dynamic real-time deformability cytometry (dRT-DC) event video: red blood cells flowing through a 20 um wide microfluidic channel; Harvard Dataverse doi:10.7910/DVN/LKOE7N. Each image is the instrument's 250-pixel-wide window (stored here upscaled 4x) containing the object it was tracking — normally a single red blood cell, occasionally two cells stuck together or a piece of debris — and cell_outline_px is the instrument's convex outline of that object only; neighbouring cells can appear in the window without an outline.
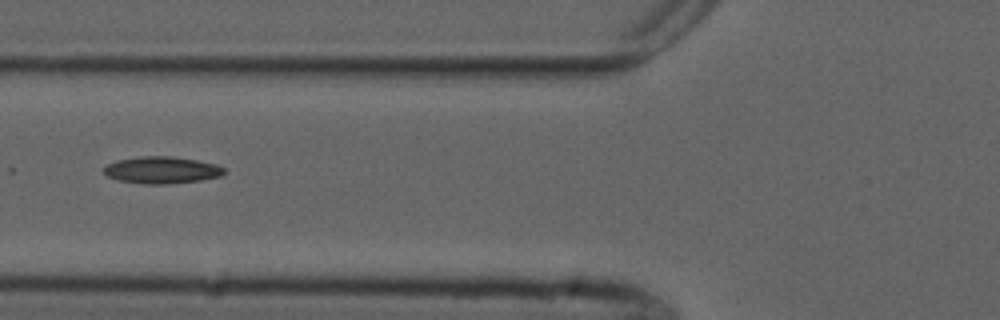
{"species": "common noctule bat (a hibernating species)", "species_latin": "Nyctalus noctula", "temperature_condition": "cold", "stored_images_in_passage": 24, "camera_frame_rate_fps": 3000, "um_per_image_px": 0.085, "animal": {"sex": "male", "forearm_length_mm": 52.5}, "frame": {"image": 1, "passage_image": 4, "time_ms": 1.0, "image_size_px": [1000, 320], "cell_outline_px": [[220, 172], [208, 176], [188, 180], [132, 180], [132, 160], [184, 160], [204, 164], [216, 168]], "centroid_in_image_um": [14.46, 14.46], "position_along_channel_um": 111.3, "area_um2": 10.81}}
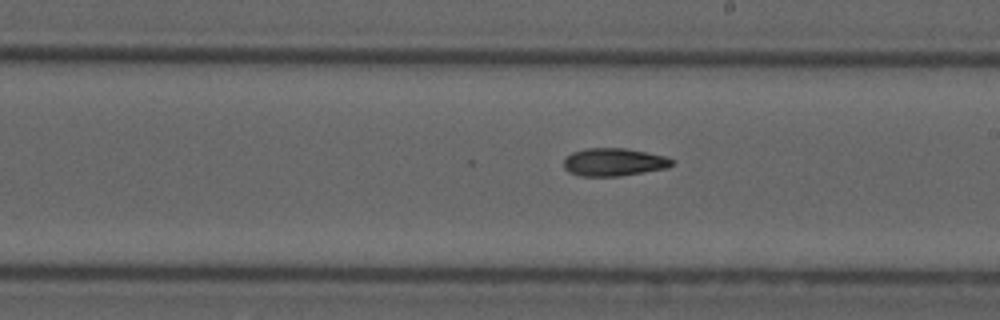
{"frame": {"image": 2, "passage_image": 14, "time_ms": 4.333, "image_size_px": [1000, 320], "cell_outline_px": [[668, 164], [652, 168], [632, 172], [580, 172], [572, 168], [568, 164], [568, 160], [572, 156], [584, 152], [636, 152], [668, 160]], "centroid_in_image_um": [52.21, 13.77], "position_along_channel_um": 236.8, "area_um2": 11.91}}
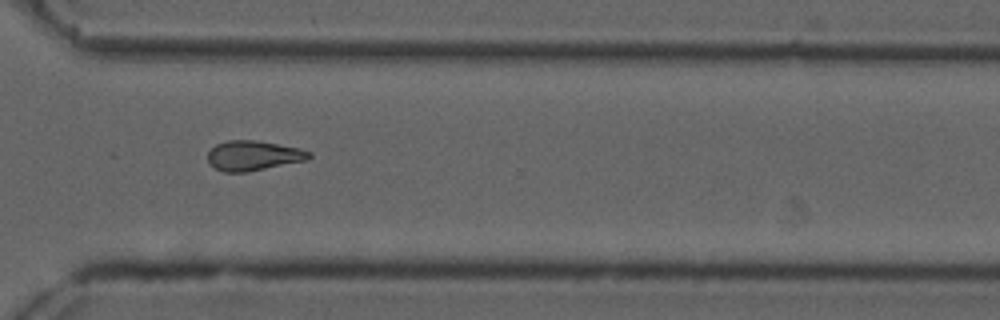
{"frame": {"image": 3, "passage_image": 23, "time_ms": 7.333, "image_size_px": [1000, 320], "cell_outline_px": [[300, 156], [292, 160], [256, 168], [220, 168], [224, 144], [268, 144], [288, 148], [300, 152]], "centroid_in_image_um": [21.7, 13.22], "position_along_channel_um": 348.9, "area_um2": 11.1}}